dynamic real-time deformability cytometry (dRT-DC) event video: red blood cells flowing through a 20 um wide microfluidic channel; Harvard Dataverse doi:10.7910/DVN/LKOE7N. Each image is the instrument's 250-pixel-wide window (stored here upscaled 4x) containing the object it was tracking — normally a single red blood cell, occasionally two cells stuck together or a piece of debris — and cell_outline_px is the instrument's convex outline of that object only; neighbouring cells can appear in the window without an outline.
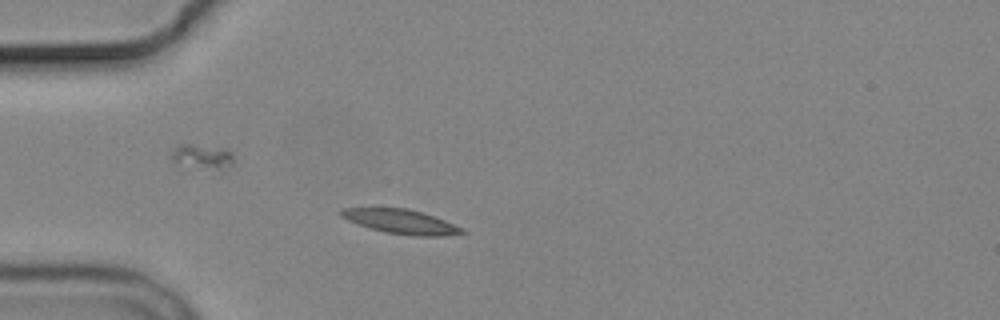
{"species": "common noctule bat (a hibernating species)", "species_latin": "Nyctalus noctula", "temperature_condition": "cold", "stored_images_in_passage": 2, "camera_frame_rate_fps": 3000, "um_per_image_px": 0.085, "animal": {"sex": "male", "body_mass_g": 19.2, "forearm_length_mm": 51.8}, "frame": {"image": 1, "passage_image": 2, "time_ms": 1.333, "image_size_px": [1000, 320], "cell_outline_px": [[468, 232], [444, 236], [412, 236], [384, 232], [348, 220], [340, 216], [340, 212], [344, 208], [408, 208], [444, 220], [464, 228]], "centroid_in_image_um": [34.13, 18.85], "position_along_channel_um": 50.9, "area_um2": 16.94}}